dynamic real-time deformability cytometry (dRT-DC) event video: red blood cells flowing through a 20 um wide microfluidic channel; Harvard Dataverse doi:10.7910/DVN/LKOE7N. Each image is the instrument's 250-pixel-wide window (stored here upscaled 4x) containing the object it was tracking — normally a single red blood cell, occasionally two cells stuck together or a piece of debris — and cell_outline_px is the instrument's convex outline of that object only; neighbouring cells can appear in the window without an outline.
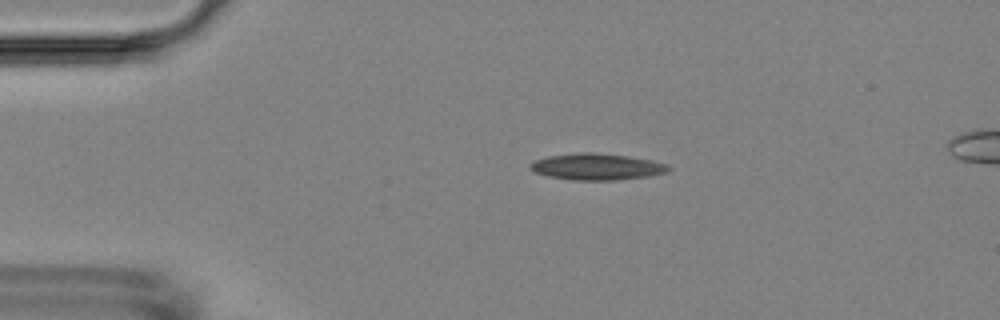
{"species": "Egyptian fruit bat (a non-hibernating species)", "species_latin": "Rousettus aegyptiacus", "temperature_condition": "room temperature", "stored_images_in_passage": 5, "camera_frame_rate_fps": 3000, "um_per_image_px": 0.085, "animal": {"sex": "female"}, "frame": {"image": 1, "passage_image": 3, "time_ms": 2.0, "image_size_px": [1000, 320], "cell_outline_px": [[668, 172], [648, 176], [616, 180], [576, 180], [548, 176], [536, 172], [528, 168], [528, 164], [536, 160], [548, 156], [580, 152], [592, 152], [628, 156], [652, 160], [664, 164], [668, 168]], "centroid_in_image_um": [50.69, 14.17], "position_along_channel_um": 34.3, "area_um2": 21.1}}